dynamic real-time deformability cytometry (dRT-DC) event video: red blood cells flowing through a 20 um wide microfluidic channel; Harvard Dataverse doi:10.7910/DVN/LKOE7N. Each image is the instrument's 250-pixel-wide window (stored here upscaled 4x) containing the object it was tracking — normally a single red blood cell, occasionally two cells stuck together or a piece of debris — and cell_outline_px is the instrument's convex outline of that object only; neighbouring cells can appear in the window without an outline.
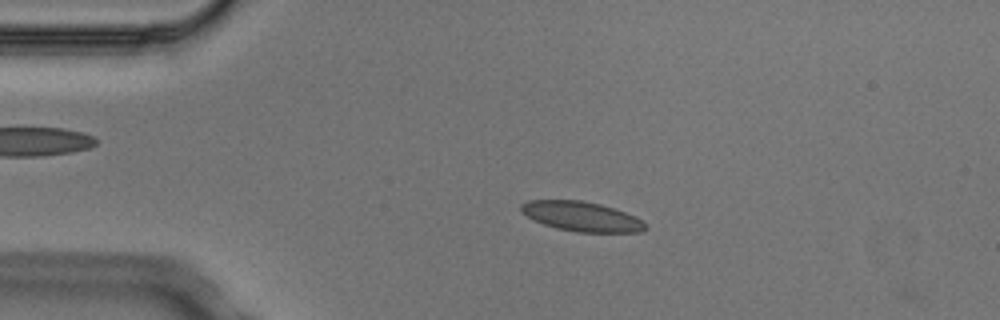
{"species": "Egyptian fruit bat (a non-hibernating species)", "species_latin": "Rousettus aegyptiacus", "temperature_condition": "cold", "stored_images_in_passage": 3, "camera_frame_rate_fps": 3000, "um_per_image_px": 0.085, "animal": {"sex": "male"}, "frame": {"image": 1, "passage_image": 2, "time_ms": 0.333, "image_size_px": [1000, 320], "cell_outline_px": [[648, 228], [640, 232], [576, 232], [556, 228], [544, 224], [520, 212], [520, 204], [528, 200], [580, 200], [600, 204], [624, 212], [648, 224]], "centroid_in_image_um": [49.42, 18.4], "position_along_channel_um": 35.6, "area_um2": 21.33}}